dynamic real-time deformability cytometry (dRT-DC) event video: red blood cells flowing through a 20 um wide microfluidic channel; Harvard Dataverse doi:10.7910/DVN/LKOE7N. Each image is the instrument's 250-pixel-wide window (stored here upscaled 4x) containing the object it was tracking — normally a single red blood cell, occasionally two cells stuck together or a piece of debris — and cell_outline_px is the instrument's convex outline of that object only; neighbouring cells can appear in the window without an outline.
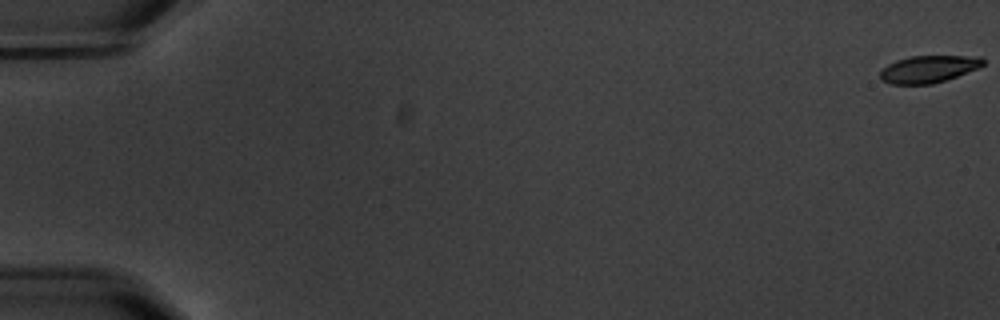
{"species": "common noctule bat (a hibernating species)", "species_latin": "Nyctalus noctula", "temperature_condition": "warm", "stored_images_in_passage": 6, "camera_frame_rate_fps": 3000, "um_per_image_px": 0.085, "animal": {"sex": "male", "body_mass_g": 20.1, "forearm_length_mm": 53.5}, "frame": {"image": 1, "passage_image": 1, "time_ms": 0.0, "image_size_px": [1000, 320], "cell_outline_px": [[984, 64], [980, 68], [932, 84], [892, 84], [880, 80], [880, 72], [888, 64], [896, 60], [912, 56], [980, 56], [984, 60]], "centroid_in_image_um": [78.93, 5.87], "position_along_channel_um": 6.1, "area_um2": 16.24}}
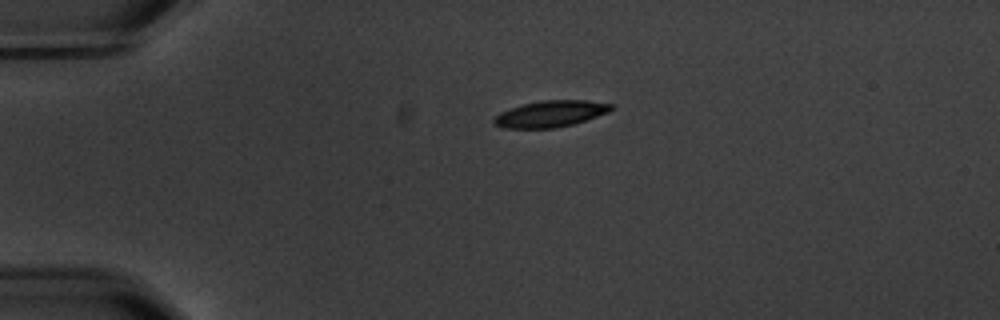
{"frame": {"image": 2, "passage_image": 5, "time_ms": 4.667, "image_size_px": [1000, 320], "cell_outline_px": [[616, 108], [608, 112], [572, 124], [556, 128], [504, 128], [496, 124], [492, 120], [500, 112], [524, 104], [540, 100], [588, 100], [612, 104]], "centroid_in_image_um": [46.82, 9.66], "position_along_channel_um": 38.2, "area_um2": 17.86}}